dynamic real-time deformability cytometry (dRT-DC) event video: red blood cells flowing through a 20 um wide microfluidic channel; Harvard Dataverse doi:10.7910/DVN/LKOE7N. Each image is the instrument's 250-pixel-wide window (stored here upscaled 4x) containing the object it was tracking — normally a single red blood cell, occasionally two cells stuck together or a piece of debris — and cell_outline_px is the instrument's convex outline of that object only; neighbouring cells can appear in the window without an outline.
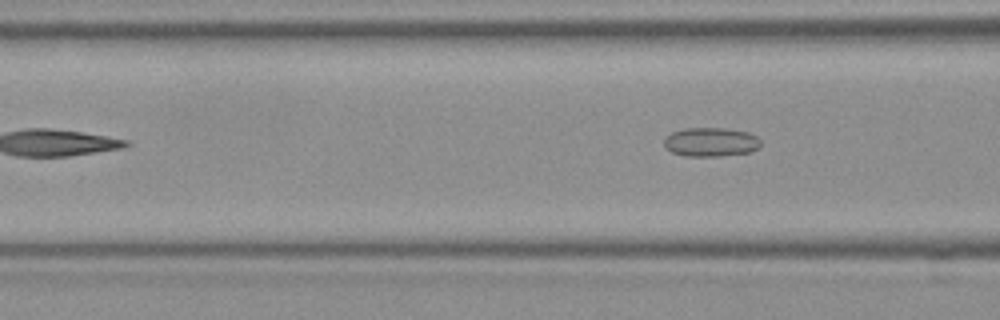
{"species": "Egyptian fruit bat (a non-hibernating species)", "species_latin": "Rousettus aegyptiacus", "temperature_condition": "room temperature", "stored_images_in_passage": 5, "camera_frame_rate_fps": 3000, "um_per_image_px": 0.085, "frame": {"image": 1, "passage_image": 5, "time_ms": 1.333, "image_size_px": [1000, 320], "cell_outline_px": [[760, 144], [756, 148], [748, 152], [716, 156], [684, 156], [672, 152], [664, 148], [664, 136], [672, 132], [684, 128], [724, 128], [748, 132], [756, 136], [760, 140]], "centroid_in_image_um": [60.35, 12.06], "position_along_channel_um": 106.3, "area_um2": 16.3}}